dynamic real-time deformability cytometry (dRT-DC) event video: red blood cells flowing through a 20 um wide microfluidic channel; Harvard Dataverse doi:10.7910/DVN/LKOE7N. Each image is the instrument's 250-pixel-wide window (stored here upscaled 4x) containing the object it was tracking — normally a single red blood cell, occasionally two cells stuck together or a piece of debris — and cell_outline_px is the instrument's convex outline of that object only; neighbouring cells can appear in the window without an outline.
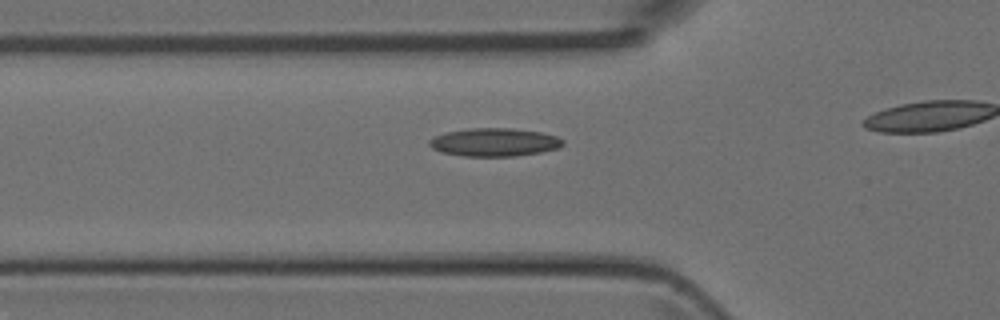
{"species": "Egyptian fruit bat (a non-hibernating species)", "species_latin": "Rousettus aegyptiacus", "temperature_condition": "room temperature", "stored_images_in_passage": 26, "camera_frame_rate_fps": 3000, "um_per_image_px": 0.085, "animal": {"sex": "female"}, "frame": {"image": 1, "passage_image": 13, "time_ms": 4.0, "image_size_px": [1000, 320], "cell_outline_px": [[564, 144], [560, 148], [540, 152], [516, 156], [464, 156], [440, 152], [432, 148], [428, 144], [428, 140], [436, 136], [448, 132], [472, 128], [512, 128], [540, 132], [556, 136], [564, 140]], "centroid_in_image_um": [42.04, 12.09], "position_along_channel_um": 83.8, "area_um2": 21.91}}
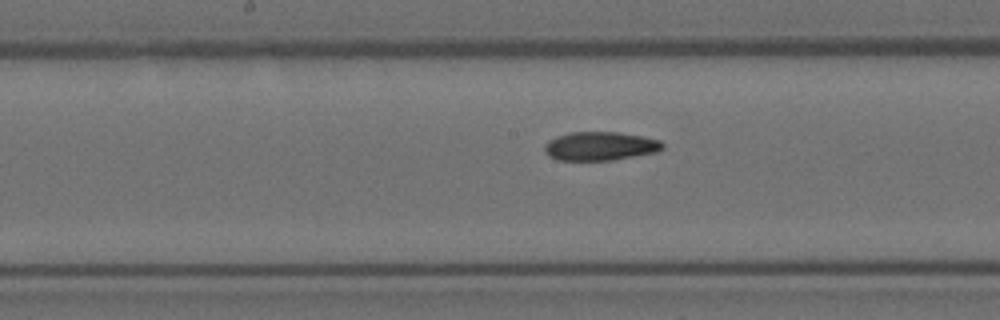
{"frame": {"image": 2, "passage_image": 21, "time_ms": 6.667, "image_size_px": [1000, 320], "cell_outline_px": [[664, 148], [656, 152], [612, 160], [556, 160], [548, 156], [544, 152], [544, 144], [548, 140], [556, 136], [568, 132], [620, 132], [660, 140], [664, 144]], "centroid_in_image_um": [50.97, 12.42], "position_along_channel_um": 197.2, "area_um2": 19.88}}
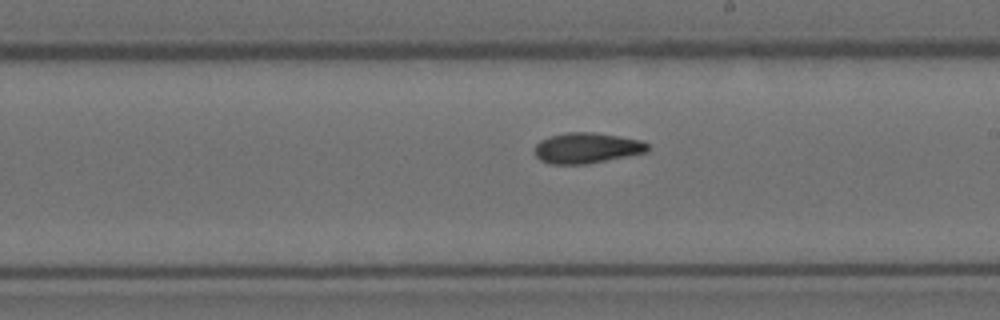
{"frame": {"image": 3, "passage_image": 24, "time_ms": 7.667, "image_size_px": [1000, 320], "cell_outline_px": [[648, 152], [588, 164], [548, 164], [540, 160], [536, 156], [536, 144], [540, 140], [552, 136], [568, 132], [592, 132], [620, 136], [640, 140], [648, 144]], "centroid_in_image_um": [49.89, 12.59], "position_along_channel_um": 239.1, "area_um2": 20.11}}